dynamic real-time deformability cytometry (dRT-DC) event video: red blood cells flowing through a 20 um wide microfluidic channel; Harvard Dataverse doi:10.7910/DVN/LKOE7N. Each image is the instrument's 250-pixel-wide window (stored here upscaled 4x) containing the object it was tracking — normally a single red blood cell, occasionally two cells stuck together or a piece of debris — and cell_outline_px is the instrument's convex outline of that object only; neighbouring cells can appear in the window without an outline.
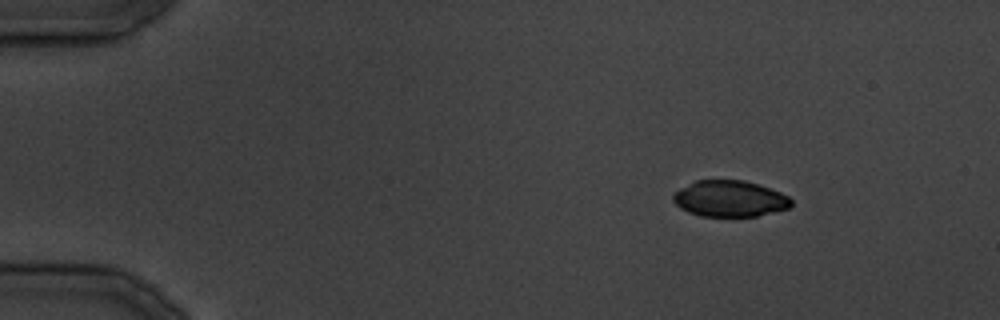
{"species": "common noctule bat (a hibernating species)", "species_latin": "Nyctalus noctula", "temperature_condition": "cold", "stored_images_in_passage": 16, "camera_frame_rate_fps": 3000, "um_per_image_px": 0.085, "animal": {"sex": "male", "body_mass_g": 19.5, "forearm_length_mm": 54.6}, "frame": {"image": 1, "passage_image": 1, "time_ms": 0.0, "image_size_px": [1000, 320], "cell_outline_px": [[792, 204], [788, 208], [756, 216], [700, 216], [688, 212], [680, 208], [672, 200], [672, 196], [680, 188], [696, 180], [744, 180], [780, 192], [788, 196], [792, 200]], "centroid_in_image_um": [62.0, 16.89], "position_along_channel_um": 23.0, "area_um2": 24.74}}
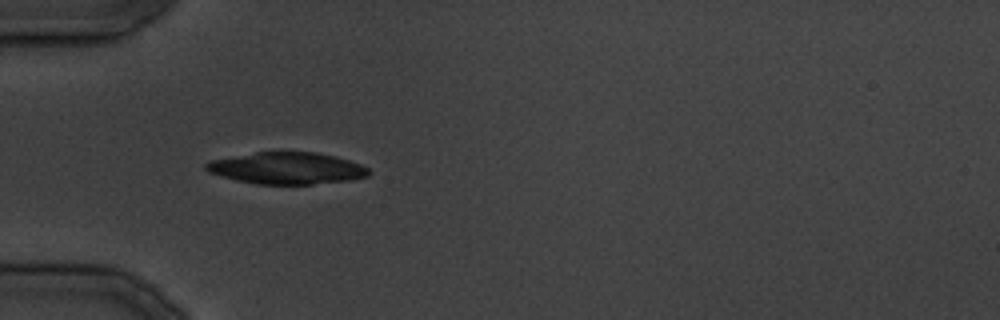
{"frame": {"image": 2, "passage_image": 7, "time_ms": 7.667, "image_size_px": [1000, 320], "cell_outline_px": [[372, 172], [368, 176], [348, 180], [312, 184], [256, 184], [236, 180], [208, 172], [204, 168], [204, 164], [208, 160], [280, 148], [316, 152], [336, 156], [360, 164], [368, 168]], "centroid_in_image_um": [24.35, 14.25], "position_along_channel_um": 60.6, "area_um2": 31.04}}